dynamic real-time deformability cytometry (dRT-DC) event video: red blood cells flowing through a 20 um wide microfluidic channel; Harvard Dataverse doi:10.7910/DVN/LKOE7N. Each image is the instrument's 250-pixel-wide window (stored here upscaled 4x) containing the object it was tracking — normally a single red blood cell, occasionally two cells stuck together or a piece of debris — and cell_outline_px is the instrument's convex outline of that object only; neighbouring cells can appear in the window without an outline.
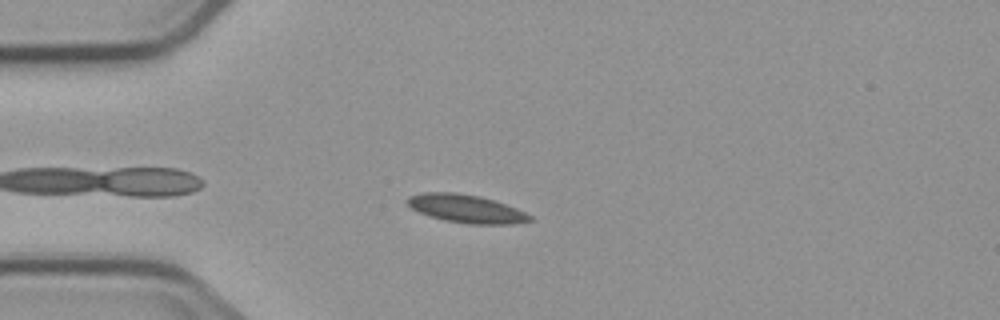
{"species": "common noctule bat (a hibernating species)", "species_latin": "Nyctalus noctula", "temperature_condition": "cold", "stored_images_in_passage": 2, "camera_frame_rate_fps": 3000, "um_per_image_px": 0.085, "animal": {"sex": "male", "body_mass_g": 23.1, "forearm_length_mm": 52.7}, "frame": {"image": 1, "passage_image": 1, "time_ms": 0.0, "image_size_px": [1000, 320], "cell_outline_px": [[536, 220], [516, 224], [468, 224], [444, 220], [428, 216], [412, 208], [408, 204], [408, 196], [424, 192], [456, 192], [480, 196], [516, 208], [532, 216]], "centroid_in_image_um": [39.66, 17.75], "position_along_channel_um": 45.3, "area_um2": 20.11}}
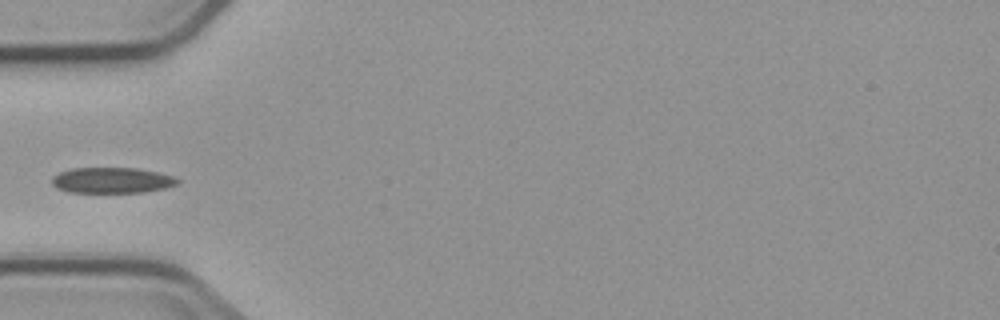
{"frame": {"image": 2, "passage_image": 2, "time_ms": 1.333, "image_size_px": [1000, 320], "cell_outline_px": [[180, 184], [164, 188], [144, 192], [68, 192], [56, 188], [52, 184], [52, 176], [60, 172], [72, 168], [136, 168], [160, 172], [176, 176], [180, 180]], "centroid_in_image_um": [9.56, 15.32], "position_along_channel_um": 75.4, "area_um2": 19.02}}